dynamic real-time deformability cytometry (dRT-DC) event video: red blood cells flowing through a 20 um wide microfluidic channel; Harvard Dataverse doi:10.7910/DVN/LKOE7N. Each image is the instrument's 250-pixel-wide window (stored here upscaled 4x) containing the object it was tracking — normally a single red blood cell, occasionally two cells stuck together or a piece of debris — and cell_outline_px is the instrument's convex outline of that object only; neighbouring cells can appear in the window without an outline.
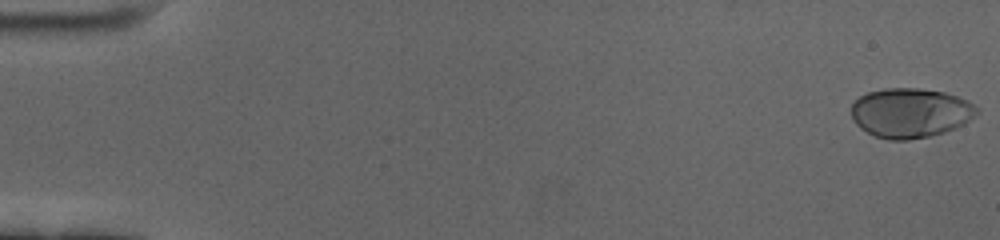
{"species": "human", "species_latin": "Homo sapiens", "temperature_condition": "cold", "stored_images_in_passage": 60, "camera_frame_rate_fps": 3000, "um_per_image_px": 0.085, "donor": {"sex": "female"}, "frame": {"image": 1, "passage_image": 1, "time_ms": 0.0, "image_size_px": [1000, 240], "cell_outline_px": [[980, 112], [976, 116], [964, 124], [956, 128], [944, 132], [928, 136], [908, 140], [888, 140], [876, 136], [860, 128], [852, 120], [852, 104], [860, 96], [868, 92], [884, 88], [920, 88], [944, 92], [968, 100], [980, 108]], "centroid_in_image_um": [77.41, 9.59], "position_along_channel_um": 7.6, "area_um2": 36.53}}
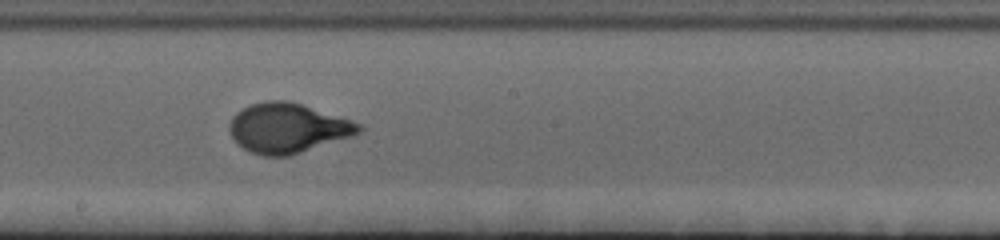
{"frame": {"image": 2, "passage_image": 34, "time_ms": 11.0, "image_size_px": [1000, 240], "cell_outline_px": [[364, 128], [360, 132], [352, 136], [288, 156], [264, 156], [252, 152], [244, 148], [232, 136], [228, 128], [228, 124], [232, 116], [236, 112], [252, 104], [268, 100], [288, 100], [360, 124]], "centroid_in_image_um": [24.41, 10.89], "position_along_channel_um": 223.8, "area_um2": 36.82}}
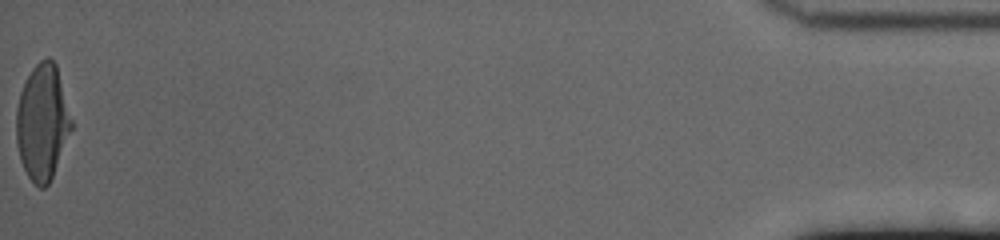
{"frame": {"image": 3, "passage_image": 60, "time_ms": 19.667, "image_size_px": [1000, 240], "cell_outline_px": [[72, 128], [52, 176], [48, 184], [44, 188], [40, 188], [28, 176], [20, 160], [16, 144], [16, 108], [20, 92], [32, 68], [40, 60], [48, 56], [56, 64], [72, 120]], "centroid_in_image_um": [3.59, 10.37], "position_along_channel_um": 431.6, "area_um2": 36.88}, "authors_computed_cell_mechanics": {"area_um2": 35.7204, "velocity_mm_per_s": 3.4384, "shape_relaxation_time_tau1_ms": 3.6905, "shape_relaxation_time_tau2_ms": null, "deformation_change_tau1": 0.1815, "deformation_change_tau2": null}}